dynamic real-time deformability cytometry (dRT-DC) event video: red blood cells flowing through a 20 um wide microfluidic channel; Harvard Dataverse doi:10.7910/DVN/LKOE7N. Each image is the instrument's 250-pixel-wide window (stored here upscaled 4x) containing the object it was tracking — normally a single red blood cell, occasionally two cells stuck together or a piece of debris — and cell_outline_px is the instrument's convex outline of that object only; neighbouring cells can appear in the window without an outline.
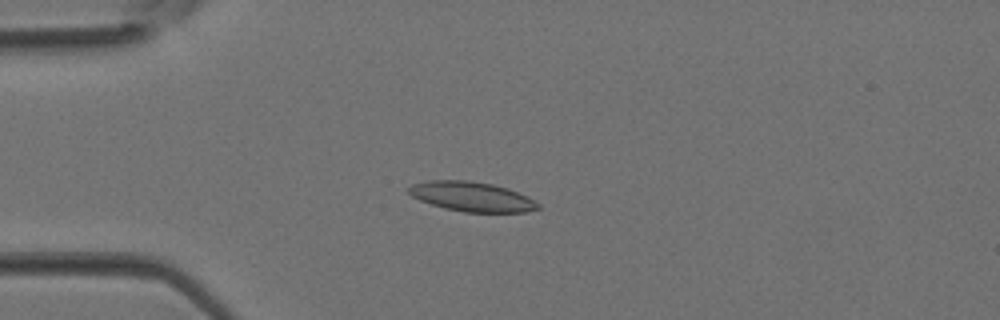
{"species": "Egyptian fruit bat (a non-hibernating species)", "species_latin": "Rousettus aegyptiacus", "temperature_condition": "room temperature", "stored_images_in_passage": 4, "camera_frame_rate_fps": 3000, "um_per_image_px": 0.085, "animal": {"sex": "female"}, "frame": {"image": 1, "passage_image": 3, "time_ms": 0.667, "image_size_px": [1000, 320], "cell_outline_px": [[540, 208], [528, 212], [464, 212], [444, 208], [420, 200], [412, 196], [404, 188], [412, 184], [428, 180], [468, 180], [492, 184], [508, 188], [528, 196], [540, 204]], "centroid_in_image_um": [40.1, 16.71], "position_along_channel_um": 44.9, "area_um2": 22.54}}
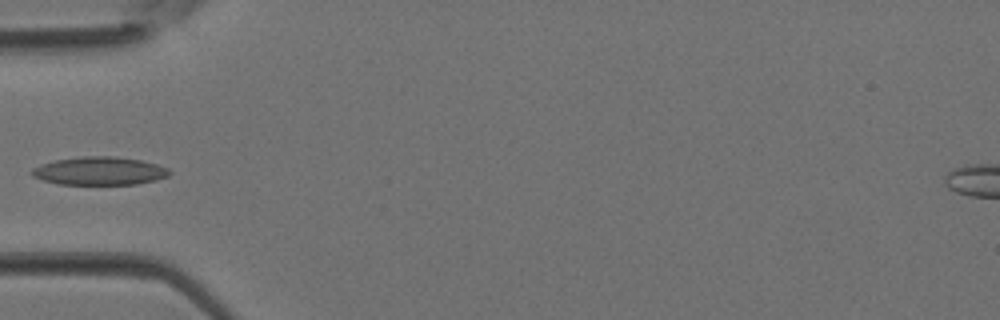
{"frame": {"image": 2, "passage_image": 4, "time_ms": 1.0, "image_size_px": [1000, 320], "cell_outline_px": [[172, 172], [168, 176], [156, 180], [136, 184], [60, 184], [44, 180], [32, 176], [32, 168], [40, 164], [52, 160], [84, 156], [112, 156], [140, 160], [156, 164], [168, 168]], "centroid_in_image_um": [8.45, 14.52], "position_along_channel_um": 76.5, "area_um2": 22.54}}